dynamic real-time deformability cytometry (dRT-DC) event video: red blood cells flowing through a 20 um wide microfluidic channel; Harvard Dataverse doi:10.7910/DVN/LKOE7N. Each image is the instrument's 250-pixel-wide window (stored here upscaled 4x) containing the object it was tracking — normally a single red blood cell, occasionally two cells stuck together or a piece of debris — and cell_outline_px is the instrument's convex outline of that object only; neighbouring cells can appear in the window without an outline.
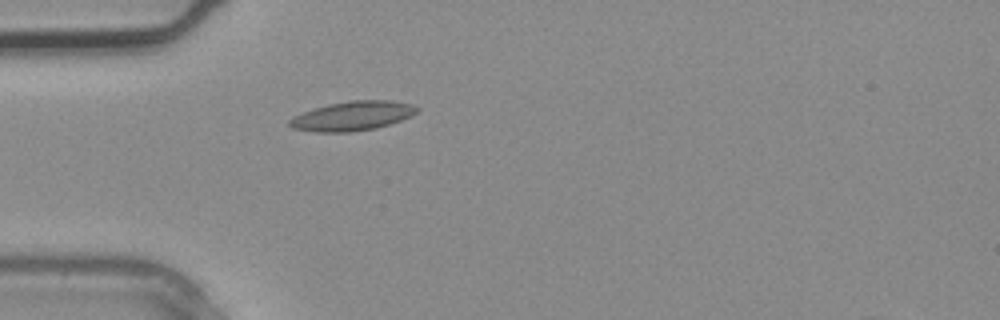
{"species": "common noctule bat (a hibernating species)", "species_latin": "Nyctalus noctula", "temperature_condition": "warm", "stored_images_in_passage": 1, "camera_frame_rate_fps": 3000, "um_per_image_px": 0.085, "animal": {"sex": "male", "body_mass_g": 20.4}, "frame": {"image": 1, "passage_image": 1, "time_ms": 0.0, "image_size_px": [1000, 320], "cell_outline_px": [[420, 108], [416, 112], [400, 120], [376, 128], [352, 132], [316, 132], [292, 128], [288, 124], [288, 120], [292, 116], [328, 104], [352, 100], [392, 100], [412, 104]], "centroid_in_image_um": [29.93, 9.85], "position_along_channel_um": 55.1, "area_um2": 21.68}}